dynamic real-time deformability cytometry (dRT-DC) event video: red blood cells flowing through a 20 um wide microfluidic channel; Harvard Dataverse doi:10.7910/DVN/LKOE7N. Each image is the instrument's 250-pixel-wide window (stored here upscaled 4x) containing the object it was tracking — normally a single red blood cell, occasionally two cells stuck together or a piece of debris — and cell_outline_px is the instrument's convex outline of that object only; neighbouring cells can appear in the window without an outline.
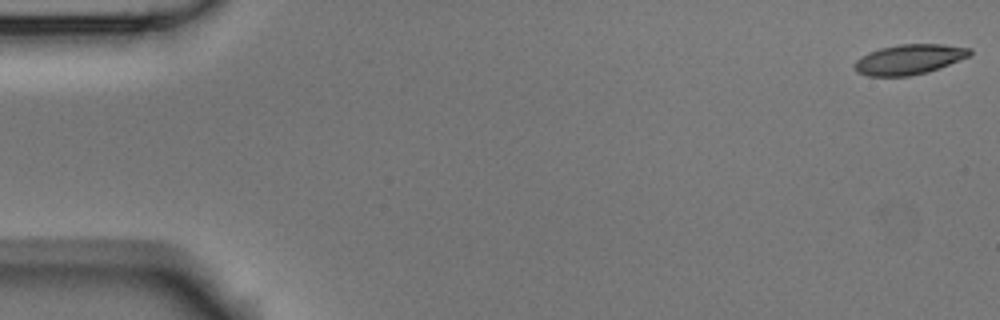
{"species": "Egyptian fruit bat (a non-hibernating species)", "species_latin": "Rousettus aegyptiacus", "temperature_condition": "room temperature", "stored_images_in_passage": 4, "camera_frame_rate_fps": 3000, "um_per_image_px": 0.085, "animal": {"sex": "male"}, "frame": {"image": 1, "passage_image": 1, "time_ms": 0.0, "image_size_px": [1000, 320], "cell_outline_px": [[972, 56], [940, 68], [928, 72], [908, 76], [868, 76], [856, 72], [852, 68], [852, 64], [860, 56], [868, 52], [880, 48], [900, 44], [944, 44], [972, 48]], "centroid_in_image_um": [77.28, 5.05], "position_along_channel_um": 7.7, "area_um2": 20.63}}
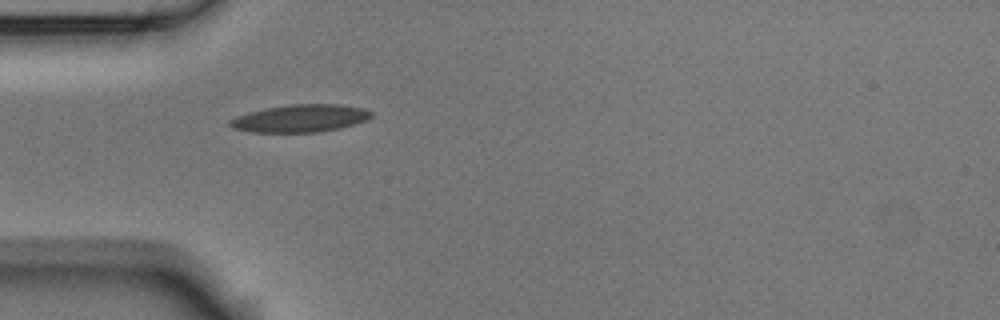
{"frame": {"image": 2, "passage_image": 4, "time_ms": 1.0, "image_size_px": [1000, 320], "cell_outline_px": [[372, 116], [368, 120], [340, 128], [316, 132], [252, 132], [232, 128], [228, 124], [228, 120], [236, 116], [248, 112], [264, 108], [288, 104], [340, 104], [364, 108], [372, 112]], "centroid_in_image_um": [25.51, 10.05], "position_along_channel_um": 59.5, "area_um2": 22.89}}